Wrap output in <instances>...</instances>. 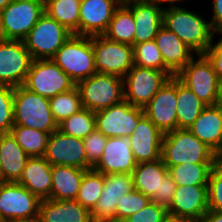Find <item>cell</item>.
<instances>
[{"mask_svg":"<svg viewBox=\"0 0 222 222\" xmlns=\"http://www.w3.org/2000/svg\"><path fill=\"white\" fill-rule=\"evenodd\" d=\"M163 26L175 33L196 55L207 51L216 33L210 22L183 6L164 8Z\"/></svg>","mask_w":222,"mask_h":222,"instance_id":"obj_1","label":"cell"},{"mask_svg":"<svg viewBox=\"0 0 222 222\" xmlns=\"http://www.w3.org/2000/svg\"><path fill=\"white\" fill-rule=\"evenodd\" d=\"M161 159L166 166L183 163H217L218 156L188 129H175L164 134Z\"/></svg>","mask_w":222,"mask_h":222,"instance_id":"obj_2","label":"cell"},{"mask_svg":"<svg viewBox=\"0 0 222 222\" xmlns=\"http://www.w3.org/2000/svg\"><path fill=\"white\" fill-rule=\"evenodd\" d=\"M14 126H23L51 134L58 129L49 98L40 96L23 85L14 88Z\"/></svg>","mask_w":222,"mask_h":222,"instance_id":"obj_3","label":"cell"},{"mask_svg":"<svg viewBox=\"0 0 222 222\" xmlns=\"http://www.w3.org/2000/svg\"><path fill=\"white\" fill-rule=\"evenodd\" d=\"M76 84L96 73L92 36L72 34L51 59Z\"/></svg>","mask_w":222,"mask_h":222,"instance_id":"obj_4","label":"cell"},{"mask_svg":"<svg viewBox=\"0 0 222 222\" xmlns=\"http://www.w3.org/2000/svg\"><path fill=\"white\" fill-rule=\"evenodd\" d=\"M83 108L99 111L124 100L123 78L96 72L76 83Z\"/></svg>","mask_w":222,"mask_h":222,"instance_id":"obj_5","label":"cell"},{"mask_svg":"<svg viewBox=\"0 0 222 222\" xmlns=\"http://www.w3.org/2000/svg\"><path fill=\"white\" fill-rule=\"evenodd\" d=\"M71 35L63 25L44 12L23 42L33 60H49Z\"/></svg>","mask_w":222,"mask_h":222,"instance_id":"obj_6","label":"cell"},{"mask_svg":"<svg viewBox=\"0 0 222 222\" xmlns=\"http://www.w3.org/2000/svg\"><path fill=\"white\" fill-rule=\"evenodd\" d=\"M43 14V0H14L0 11L3 40H23Z\"/></svg>","mask_w":222,"mask_h":222,"instance_id":"obj_7","label":"cell"},{"mask_svg":"<svg viewBox=\"0 0 222 222\" xmlns=\"http://www.w3.org/2000/svg\"><path fill=\"white\" fill-rule=\"evenodd\" d=\"M175 75L207 106L218 104L219 79L213 65L204 54H198ZM196 60V61H195Z\"/></svg>","mask_w":222,"mask_h":222,"instance_id":"obj_8","label":"cell"},{"mask_svg":"<svg viewBox=\"0 0 222 222\" xmlns=\"http://www.w3.org/2000/svg\"><path fill=\"white\" fill-rule=\"evenodd\" d=\"M172 76L171 71L134 65L123 77L124 100L144 108Z\"/></svg>","mask_w":222,"mask_h":222,"instance_id":"obj_9","label":"cell"},{"mask_svg":"<svg viewBox=\"0 0 222 222\" xmlns=\"http://www.w3.org/2000/svg\"><path fill=\"white\" fill-rule=\"evenodd\" d=\"M23 86L46 98L73 89L74 81L51 59L32 60Z\"/></svg>","mask_w":222,"mask_h":222,"instance_id":"obj_10","label":"cell"},{"mask_svg":"<svg viewBox=\"0 0 222 222\" xmlns=\"http://www.w3.org/2000/svg\"><path fill=\"white\" fill-rule=\"evenodd\" d=\"M41 199L17 182L0 185V217L10 222L38 219Z\"/></svg>","mask_w":222,"mask_h":222,"instance_id":"obj_11","label":"cell"},{"mask_svg":"<svg viewBox=\"0 0 222 222\" xmlns=\"http://www.w3.org/2000/svg\"><path fill=\"white\" fill-rule=\"evenodd\" d=\"M96 72L123 78L134 66L133 46L103 35L92 36Z\"/></svg>","mask_w":222,"mask_h":222,"instance_id":"obj_12","label":"cell"},{"mask_svg":"<svg viewBox=\"0 0 222 222\" xmlns=\"http://www.w3.org/2000/svg\"><path fill=\"white\" fill-rule=\"evenodd\" d=\"M142 107L123 100L119 104L95 112L96 129L105 137H130L144 116Z\"/></svg>","mask_w":222,"mask_h":222,"instance_id":"obj_13","label":"cell"},{"mask_svg":"<svg viewBox=\"0 0 222 222\" xmlns=\"http://www.w3.org/2000/svg\"><path fill=\"white\" fill-rule=\"evenodd\" d=\"M32 60L23 40H1L0 85L13 88L23 85Z\"/></svg>","mask_w":222,"mask_h":222,"instance_id":"obj_14","label":"cell"},{"mask_svg":"<svg viewBox=\"0 0 222 222\" xmlns=\"http://www.w3.org/2000/svg\"><path fill=\"white\" fill-rule=\"evenodd\" d=\"M52 166L64 165L87 170V155L82 139L58 129L49 135L43 156Z\"/></svg>","mask_w":222,"mask_h":222,"instance_id":"obj_15","label":"cell"},{"mask_svg":"<svg viewBox=\"0 0 222 222\" xmlns=\"http://www.w3.org/2000/svg\"><path fill=\"white\" fill-rule=\"evenodd\" d=\"M176 77L172 76L143 108L145 116L163 133L177 129Z\"/></svg>","mask_w":222,"mask_h":222,"instance_id":"obj_16","label":"cell"},{"mask_svg":"<svg viewBox=\"0 0 222 222\" xmlns=\"http://www.w3.org/2000/svg\"><path fill=\"white\" fill-rule=\"evenodd\" d=\"M123 0H81L78 35H103Z\"/></svg>","mask_w":222,"mask_h":222,"instance_id":"obj_17","label":"cell"},{"mask_svg":"<svg viewBox=\"0 0 222 222\" xmlns=\"http://www.w3.org/2000/svg\"><path fill=\"white\" fill-rule=\"evenodd\" d=\"M122 3L132 12L136 31L134 44L154 40L163 26L164 8L158 0H123Z\"/></svg>","mask_w":222,"mask_h":222,"instance_id":"obj_18","label":"cell"},{"mask_svg":"<svg viewBox=\"0 0 222 222\" xmlns=\"http://www.w3.org/2000/svg\"><path fill=\"white\" fill-rule=\"evenodd\" d=\"M168 215L201 221L208 211V185L177 186Z\"/></svg>","mask_w":222,"mask_h":222,"instance_id":"obj_19","label":"cell"},{"mask_svg":"<svg viewBox=\"0 0 222 222\" xmlns=\"http://www.w3.org/2000/svg\"><path fill=\"white\" fill-rule=\"evenodd\" d=\"M137 162L132 153L129 137H109L102 157L93 168L105 174H132Z\"/></svg>","mask_w":222,"mask_h":222,"instance_id":"obj_20","label":"cell"},{"mask_svg":"<svg viewBox=\"0 0 222 222\" xmlns=\"http://www.w3.org/2000/svg\"><path fill=\"white\" fill-rule=\"evenodd\" d=\"M163 136L164 134L144 115L129 137L136 162L159 160Z\"/></svg>","mask_w":222,"mask_h":222,"instance_id":"obj_21","label":"cell"},{"mask_svg":"<svg viewBox=\"0 0 222 222\" xmlns=\"http://www.w3.org/2000/svg\"><path fill=\"white\" fill-rule=\"evenodd\" d=\"M133 189L132 174H105L102 193L91 216L96 219H114L118 200Z\"/></svg>","mask_w":222,"mask_h":222,"instance_id":"obj_22","label":"cell"},{"mask_svg":"<svg viewBox=\"0 0 222 222\" xmlns=\"http://www.w3.org/2000/svg\"><path fill=\"white\" fill-rule=\"evenodd\" d=\"M188 130L219 156L222 153V106H207Z\"/></svg>","mask_w":222,"mask_h":222,"instance_id":"obj_23","label":"cell"},{"mask_svg":"<svg viewBox=\"0 0 222 222\" xmlns=\"http://www.w3.org/2000/svg\"><path fill=\"white\" fill-rule=\"evenodd\" d=\"M91 211L76 200L43 199L39 205L41 222H90Z\"/></svg>","mask_w":222,"mask_h":222,"instance_id":"obj_24","label":"cell"},{"mask_svg":"<svg viewBox=\"0 0 222 222\" xmlns=\"http://www.w3.org/2000/svg\"><path fill=\"white\" fill-rule=\"evenodd\" d=\"M154 40L162 54L164 65L174 75L194 57V51L164 26L158 30Z\"/></svg>","mask_w":222,"mask_h":222,"instance_id":"obj_25","label":"cell"},{"mask_svg":"<svg viewBox=\"0 0 222 222\" xmlns=\"http://www.w3.org/2000/svg\"><path fill=\"white\" fill-rule=\"evenodd\" d=\"M52 165L44 157H30L17 182L41 200L48 199L52 188Z\"/></svg>","mask_w":222,"mask_h":222,"instance_id":"obj_26","label":"cell"},{"mask_svg":"<svg viewBox=\"0 0 222 222\" xmlns=\"http://www.w3.org/2000/svg\"><path fill=\"white\" fill-rule=\"evenodd\" d=\"M169 174L162 159L153 162L137 163L132 172L134 189L153 201L160 196L161 181Z\"/></svg>","mask_w":222,"mask_h":222,"instance_id":"obj_27","label":"cell"},{"mask_svg":"<svg viewBox=\"0 0 222 222\" xmlns=\"http://www.w3.org/2000/svg\"><path fill=\"white\" fill-rule=\"evenodd\" d=\"M30 157L11 133L0 134V164L6 182H18Z\"/></svg>","mask_w":222,"mask_h":222,"instance_id":"obj_28","label":"cell"},{"mask_svg":"<svg viewBox=\"0 0 222 222\" xmlns=\"http://www.w3.org/2000/svg\"><path fill=\"white\" fill-rule=\"evenodd\" d=\"M85 171L64 165L52 166V188L48 199L76 200Z\"/></svg>","mask_w":222,"mask_h":222,"instance_id":"obj_29","label":"cell"},{"mask_svg":"<svg viewBox=\"0 0 222 222\" xmlns=\"http://www.w3.org/2000/svg\"><path fill=\"white\" fill-rule=\"evenodd\" d=\"M177 128L189 129L207 107L199 98L176 78Z\"/></svg>","mask_w":222,"mask_h":222,"instance_id":"obj_30","label":"cell"},{"mask_svg":"<svg viewBox=\"0 0 222 222\" xmlns=\"http://www.w3.org/2000/svg\"><path fill=\"white\" fill-rule=\"evenodd\" d=\"M136 25L132 12L121 3L114 11L106 32L103 34L107 39L115 42L134 45Z\"/></svg>","mask_w":222,"mask_h":222,"instance_id":"obj_31","label":"cell"},{"mask_svg":"<svg viewBox=\"0 0 222 222\" xmlns=\"http://www.w3.org/2000/svg\"><path fill=\"white\" fill-rule=\"evenodd\" d=\"M44 12L63 25L72 34L78 35L79 7L81 0H43Z\"/></svg>","mask_w":222,"mask_h":222,"instance_id":"obj_32","label":"cell"},{"mask_svg":"<svg viewBox=\"0 0 222 222\" xmlns=\"http://www.w3.org/2000/svg\"><path fill=\"white\" fill-rule=\"evenodd\" d=\"M215 165L216 163H183L167 168L177 186L208 185L211 170Z\"/></svg>","mask_w":222,"mask_h":222,"instance_id":"obj_33","label":"cell"},{"mask_svg":"<svg viewBox=\"0 0 222 222\" xmlns=\"http://www.w3.org/2000/svg\"><path fill=\"white\" fill-rule=\"evenodd\" d=\"M10 133L29 157H43L49 133L23 126H13Z\"/></svg>","mask_w":222,"mask_h":222,"instance_id":"obj_34","label":"cell"},{"mask_svg":"<svg viewBox=\"0 0 222 222\" xmlns=\"http://www.w3.org/2000/svg\"><path fill=\"white\" fill-rule=\"evenodd\" d=\"M96 129L95 112L82 108L58 124V130L68 136L83 139Z\"/></svg>","mask_w":222,"mask_h":222,"instance_id":"obj_35","label":"cell"},{"mask_svg":"<svg viewBox=\"0 0 222 222\" xmlns=\"http://www.w3.org/2000/svg\"><path fill=\"white\" fill-rule=\"evenodd\" d=\"M104 185V174L93 168L86 170L78 191L76 201L92 211L96 206Z\"/></svg>","mask_w":222,"mask_h":222,"instance_id":"obj_36","label":"cell"},{"mask_svg":"<svg viewBox=\"0 0 222 222\" xmlns=\"http://www.w3.org/2000/svg\"><path fill=\"white\" fill-rule=\"evenodd\" d=\"M49 102L54 121L57 124L61 123L64 119L69 118L83 108L80 94L76 86L69 91L49 98Z\"/></svg>","mask_w":222,"mask_h":222,"instance_id":"obj_37","label":"cell"},{"mask_svg":"<svg viewBox=\"0 0 222 222\" xmlns=\"http://www.w3.org/2000/svg\"><path fill=\"white\" fill-rule=\"evenodd\" d=\"M134 65L153 68L160 71H170L165 65L162 54L155 40L133 45Z\"/></svg>","mask_w":222,"mask_h":222,"instance_id":"obj_38","label":"cell"},{"mask_svg":"<svg viewBox=\"0 0 222 222\" xmlns=\"http://www.w3.org/2000/svg\"><path fill=\"white\" fill-rule=\"evenodd\" d=\"M149 202H151L149 197L133 189L118 200L115 218L124 221L129 216L146 207Z\"/></svg>","mask_w":222,"mask_h":222,"instance_id":"obj_39","label":"cell"},{"mask_svg":"<svg viewBox=\"0 0 222 222\" xmlns=\"http://www.w3.org/2000/svg\"><path fill=\"white\" fill-rule=\"evenodd\" d=\"M14 126V88L0 85V134L10 133Z\"/></svg>","mask_w":222,"mask_h":222,"instance_id":"obj_40","label":"cell"},{"mask_svg":"<svg viewBox=\"0 0 222 222\" xmlns=\"http://www.w3.org/2000/svg\"><path fill=\"white\" fill-rule=\"evenodd\" d=\"M108 137L95 129L83 138L84 149L87 155V170L94 168L102 157Z\"/></svg>","mask_w":222,"mask_h":222,"instance_id":"obj_41","label":"cell"},{"mask_svg":"<svg viewBox=\"0 0 222 222\" xmlns=\"http://www.w3.org/2000/svg\"><path fill=\"white\" fill-rule=\"evenodd\" d=\"M208 210L222 213V165L218 162L209 176Z\"/></svg>","mask_w":222,"mask_h":222,"instance_id":"obj_42","label":"cell"},{"mask_svg":"<svg viewBox=\"0 0 222 222\" xmlns=\"http://www.w3.org/2000/svg\"><path fill=\"white\" fill-rule=\"evenodd\" d=\"M168 210L151 201L146 207L129 216L124 222H165Z\"/></svg>","mask_w":222,"mask_h":222,"instance_id":"obj_43","label":"cell"},{"mask_svg":"<svg viewBox=\"0 0 222 222\" xmlns=\"http://www.w3.org/2000/svg\"><path fill=\"white\" fill-rule=\"evenodd\" d=\"M177 188L176 182L168 174L162 181L160 187V196H157L153 202L157 203L159 206H162L166 209L170 207V204L173 200L175 190Z\"/></svg>","mask_w":222,"mask_h":222,"instance_id":"obj_44","label":"cell"},{"mask_svg":"<svg viewBox=\"0 0 222 222\" xmlns=\"http://www.w3.org/2000/svg\"><path fill=\"white\" fill-rule=\"evenodd\" d=\"M222 35V33L220 34ZM213 65L214 71L216 72L218 79H222V37L215 43L212 42L210 47L204 53Z\"/></svg>","mask_w":222,"mask_h":222,"instance_id":"obj_45","label":"cell"},{"mask_svg":"<svg viewBox=\"0 0 222 222\" xmlns=\"http://www.w3.org/2000/svg\"><path fill=\"white\" fill-rule=\"evenodd\" d=\"M213 16L210 24L213 30L218 34L222 33V0H213Z\"/></svg>","mask_w":222,"mask_h":222,"instance_id":"obj_46","label":"cell"},{"mask_svg":"<svg viewBox=\"0 0 222 222\" xmlns=\"http://www.w3.org/2000/svg\"><path fill=\"white\" fill-rule=\"evenodd\" d=\"M201 222H222V213L208 210L204 214Z\"/></svg>","mask_w":222,"mask_h":222,"instance_id":"obj_47","label":"cell"},{"mask_svg":"<svg viewBox=\"0 0 222 222\" xmlns=\"http://www.w3.org/2000/svg\"><path fill=\"white\" fill-rule=\"evenodd\" d=\"M165 222H201L195 219H188V218H178V217H172L168 216Z\"/></svg>","mask_w":222,"mask_h":222,"instance_id":"obj_48","label":"cell"},{"mask_svg":"<svg viewBox=\"0 0 222 222\" xmlns=\"http://www.w3.org/2000/svg\"><path fill=\"white\" fill-rule=\"evenodd\" d=\"M218 105L222 106V79H219L218 84Z\"/></svg>","mask_w":222,"mask_h":222,"instance_id":"obj_49","label":"cell"},{"mask_svg":"<svg viewBox=\"0 0 222 222\" xmlns=\"http://www.w3.org/2000/svg\"><path fill=\"white\" fill-rule=\"evenodd\" d=\"M90 222H124V221L118 220L116 218H114V219H96V218L92 217Z\"/></svg>","mask_w":222,"mask_h":222,"instance_id":"obj_50","label":"cell"},{"mask_svg":"<svg viewBox=\"0 0 222 222\" xmlns=\"http://www.w3.org/2000/svg\"><path fill=\"white\" fill-rule=\"evenodd\" d=\"M158 1H159L160 3L163 2V3L169 4V7H172V6H173V7H174V6L176 7V6H177L176 3H177V2L179 3V1H180V2H182V1L184 2V0H158ZM174 3H175V4H174ZM172 4H173V5H172Z\"/></svg>","mask_w":222,"mask_h":222,"instance_id":"obj_51","label":"cell"},{"mask_svg":"<svg viewBox=\"0 0 222 222\" xmlns=\"http://www.w3.org/2000/svg\"><path fill=\"white\" fill-rule=\"evenodd\" d=\"M13 1L14 0H0V11Z\"/></svg>","mask_w":222,"mask_h":222,"instance_id":"obj_52","label":"cell"},{"mask_svg":"<svg viewBox=\"0 0 222 222\" xmlns=\"http://www.w3.org/2000/svg\"><path fill=\"white\" fill-rule=\"evenodd\" d=\"M7 183L4 176H3V173H2V167H1V164H0V185H3Z\"/></svg>","mask_w":222,"mask_h":222,"instance_id":"obj_53","label":"cell"},{"mask_svg":"<svg viewBox=\"0 0 222 222\" xmlns=\"http://www.w3.org/2000/svg\"><path fill=\"white\" fill-rule=\"evenodd\" d=\"M218 163L222 165V153L218 156Z\"/></svg>","mask_w":222,"mask_h":222,"instance_id":"obj_54","label":"cell"},{"mask_svg":"<svg viewBox=\"0 0 222 222\" xmlns=\"http://www.w3.org/2000/svg\"><path fill=\"white\" fill-rule=\"evenodd\" d=\"M0 222H10V221L5 220V219H2V218L0 217Z\"/></svg>","mask_w":222,"mask_h":222,"instance_id":"obj_55","label":"cell"},{"mask_svg":"<svg viewBox=\"0 0 222 222\" xmlns=\"http://www.w3.org/2000/svg\"><path fill=\"white\" fill-rule=\"evenodd\" d=\"M29 222H41V221L39 219H36V220L29 221Z\"/></svg>","mask_w":222,"mask_h":222,"instance_id":"obj_56","label":"cell"},{"mask_svg":"<svg viewBox=\"0 0 222 222\" xmlns=\"http://www.w3.org/2000/svg\"><path fill=\"white\" fill-rule=\"evenodd\" d=\"M3 40L2 35H1V31H0V41Z\"/></svg>","mask_w":222,"mask_h":222,"instance_id":"obj_57","label":"cell"}]
</instances>
